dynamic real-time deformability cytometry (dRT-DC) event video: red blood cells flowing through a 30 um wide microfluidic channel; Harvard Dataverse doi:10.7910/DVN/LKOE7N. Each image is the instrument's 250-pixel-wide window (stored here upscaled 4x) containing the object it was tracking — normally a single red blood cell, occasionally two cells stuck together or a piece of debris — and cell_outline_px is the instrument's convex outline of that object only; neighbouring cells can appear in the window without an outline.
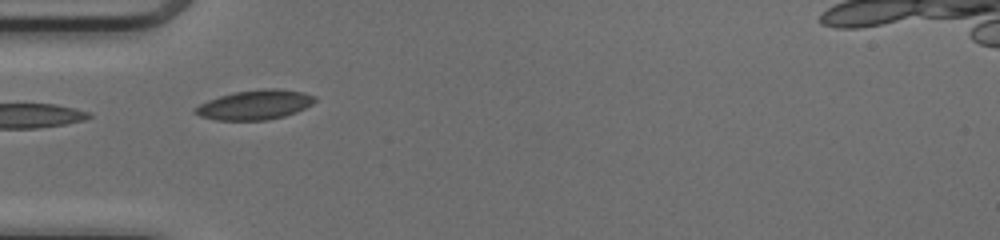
{"species": "common noctule bat (a hibernating species)", "species_latin": "Nyctalus noctula", "temperature_condition": "cold", "stored_images_in_passage": 18, "camera_frame_rate_fps": 3000, "um_per_image_px": 0.085, "animal": {"sex": "female", "body_mass_g": 17.0, "forearm_length_mm": 48.0}, "frame": {"image": 1, "passage_image": 1, "time_ms": 0.0, "image_size_px": [1000, 240], "cell_outline_px": [[316, 100], [312, 104], [296, 112], [284, 116], [268, 120], [216, 120], [200, 116], [192, 112], [200, 104], [208, 100], [220, 96], [236, 92], [264, 88], [276, 88], [304, 92], [316, 96]], "centroid_in_image_um": [21.69, 8.91], "position_along_channel_um": 63.3, "area_um2": 20.58}}